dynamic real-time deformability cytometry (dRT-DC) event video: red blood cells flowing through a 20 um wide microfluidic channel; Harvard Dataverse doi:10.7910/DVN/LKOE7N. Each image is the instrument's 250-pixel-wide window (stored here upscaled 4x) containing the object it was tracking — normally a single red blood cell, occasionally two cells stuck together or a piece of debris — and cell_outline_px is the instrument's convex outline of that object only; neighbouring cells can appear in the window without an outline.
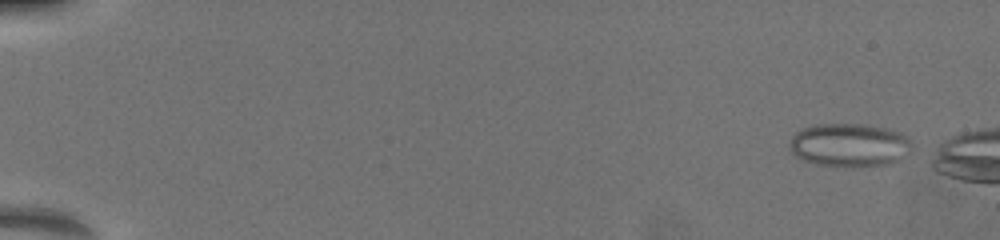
{"species": "common noctule bat (a hibernating species)", "species_latin": "Nyctalus noctula", "temperature_condition": "warm", "stored_images_in_passage": 5, "camera_frame_rate_fps": 3000, "um_per_image_px": 0.085, "animal": {"sex": "female", "body_mass_g": 19.5, "forearm_length_mm": 54.1}, "frame": {"image": 1, "passage_image": 1, "time_ms": 0.0, "image_size_px": [1000, 240], "cell_outline_px": [[908, 140], [896, 160], [884, 164], [820, 164], [808, 160], [792, 152], [792, 136], [796, 132], [804, 128], [820, 124], [864, 124], [884, 128], [896, 132], [904, 136]], "centroid_in_image_um": [72.08, 12.26], "position_along_channel_um": 12.9, "area_um2": 28.38}}